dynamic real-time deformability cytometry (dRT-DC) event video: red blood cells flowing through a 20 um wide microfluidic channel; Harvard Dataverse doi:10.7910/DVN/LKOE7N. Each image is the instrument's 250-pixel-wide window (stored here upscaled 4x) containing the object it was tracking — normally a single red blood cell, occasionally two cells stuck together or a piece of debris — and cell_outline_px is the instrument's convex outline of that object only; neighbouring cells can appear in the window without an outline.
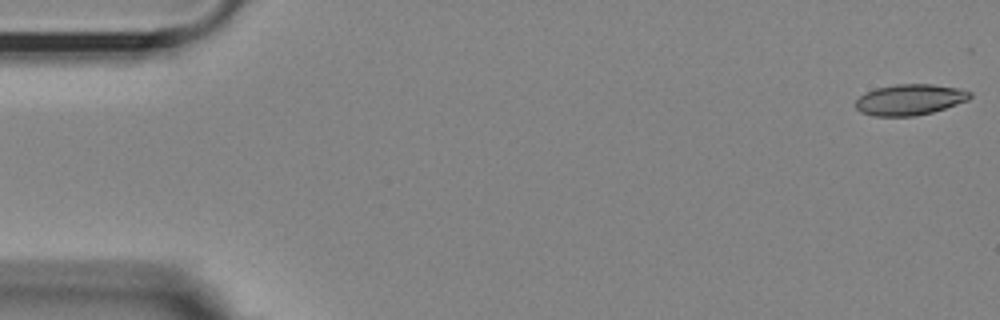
{"species": "Egyptian fruit bat (a non-hibernating species)", "species_latin": "Rousettus aegyptiacus", "temperature_condition": "room temperature", "stored_images_in_passage": 9, "camera_frame_rate_fps": 3000, "um_per_image_px": 0.085, "animal": {"sex": "female"}, "frame": {"image": 1, "passage_image": 1, "time_ms": 0.0, "image_size_px": [1000, 320], "cell_outline_px": [[972, 96], [968, 100], [932, 112], [916, 116], [872, 116], [860, 112], [852, 104], [860, 96], [876, 88], [896, 84], [932, 84], [960, 88], [972, 92]], "centroid_in_image_um": [77.32, 8.47], "position_along_channel_um": 7.7, "area_um2": 20.69}}